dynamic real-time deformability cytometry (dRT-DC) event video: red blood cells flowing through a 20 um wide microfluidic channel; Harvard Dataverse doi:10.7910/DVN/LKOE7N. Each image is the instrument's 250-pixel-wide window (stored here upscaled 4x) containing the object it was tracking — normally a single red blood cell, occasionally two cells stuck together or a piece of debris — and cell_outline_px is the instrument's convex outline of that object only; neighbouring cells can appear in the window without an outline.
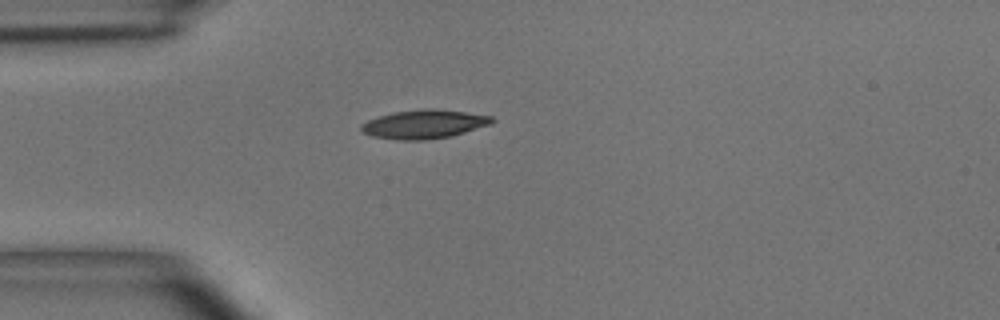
{"species": "common noctule bat (a hibernating species)", "species_latin": "Nyctalus noctula", "temperature_condition": "room temperature", "stored_images_in_passage": 2, "camera_frame_rate_fps": 3000, "um_per_image_px": 0.085, "animal": {"sex": "male", "body_mass_g": 15.6}, "frame": {"image": 1, "passage_image": 1, "time_ms": 0.0, "image_size_px": [1000, 320], "cell_outline_px": [[496, 120], [492, 124], [452, 136], [424, 140], [400, 140], [372, 136], [364, 132], [360, 128], [360, 124], [368, 120], [392, 112], [424, 108], [436, 108], [492, 116]], "centroid_in_image_um": [36.07, 10.55], "position_along_channel_um": 48.9, "area_um2": 22.02}}